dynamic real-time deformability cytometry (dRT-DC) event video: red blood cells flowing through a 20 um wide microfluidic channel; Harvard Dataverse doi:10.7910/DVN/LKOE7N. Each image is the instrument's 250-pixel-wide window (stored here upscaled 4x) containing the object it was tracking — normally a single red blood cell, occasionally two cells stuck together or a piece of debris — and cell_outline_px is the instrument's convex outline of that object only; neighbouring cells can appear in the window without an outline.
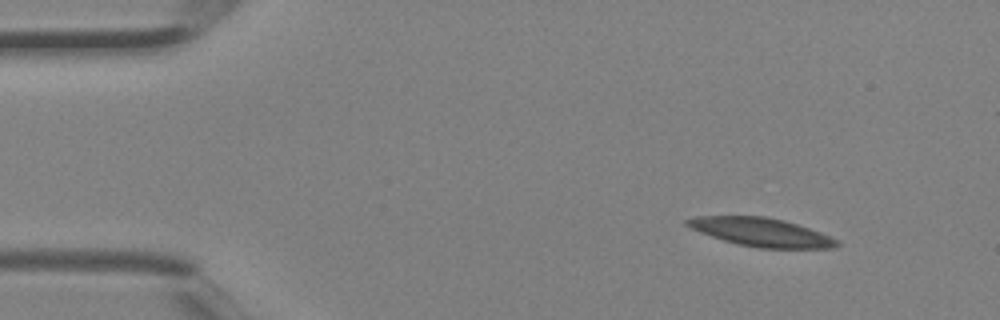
{"species": "Egyptian fruit bat (a non-hibernating species)", "species_latin": "Rousettus aegyptiacus", "temperature_condition": "room temperature", "stored_images_in_passage": 2, "segment_of_instrument_passage": [2, 2], "camera_frame_rate_fps": 3000, "um_per_image_px": 0.085, "animal": {"sex": "female"}, "frame": {"image": 1, "passage_image": 2, "time_ms": 0.333, "image_size_px": [1000, 320], "cell_outline_px": [[840, 244], [832, 248], [760, 248], [740, 244], [724, 240], [700, 232], [684, 224], [684, 220], [696, 216], [764, 216], [784, 220], [820, 232], [840, 240]], "centroid_in_image_um": [64.71, 19.73], "position_along_channel_um": 20.3, "area_um2": 24.62}}